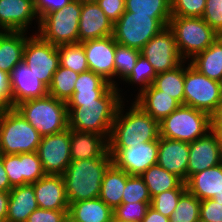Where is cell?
<instances>
[{
	"instance_id": "b9f144b4",
	"label": "cell",
	"mask_w": 222,
	"mask_h": 222,
	"mask_svg": "<svg viewBox=\"0 0 222 222\" xmlns=\"http://www.w3.org/2000/svg\"><path fill=\"white\" fill-rule=\"evenodd\" d=\"M22 168L25 184H33L46 175L37 152L22 153Z\"/></svg>"
},
{
	"instance_id": "f907efd6",
	"label": "cell",
	"mask_w": 222,
	"mask_h": 222,
	"mask_svg": "<svg viewBox=\"0 0 222 222\" xmlns=\"http://www.w3.org/2000/svg\"><path fill=\"white\" fill-rule=\"evenodd\" d=\"M72 0H33L35 10L41 19L47 13L60 10Z\"/></svg>"
},
{
	"instance_id": "7dc6e473",
	"label": "cell",
	"mask_w": 222,
	"mask_h": 222,
	"mask_svg": "<svg viewBox=\"0 0 222 222\" xmlns=\"http://www.w3.org/2000/svg\"><path fill=\"white\" fill-rule=\"evenodd\" d=\"M200 222H222V203L213 199L201 201Z\"/></svg>"
},
{
	"instance_id": "ac0fdd59",
	"label": "cell",
	"mask_w": 222,
	"mask_h": 222,
	"mask_svg": "<svg viewBox=\"0 0 222 222\" xmlns=\"http://www.w3.org/2000/svg\"><path fill=\"white\" fill-rule=\"evenodd\" d=\"M12 107L22 101L41 98L48 94V87L36 77L24 61L10 73Z\"/></svg>"
},
{
	"instance_id": "8992f818",
	"label": "cell",
	"mask_w": 222,
	"mask_h": 222,
	"mask_svg": "<svg viewBox=\"0 0 222 222\" xmlns=\"http://www.w3.org/2000/svg\"><path fill=\"white\" fill-rule=\"evenodd\" d=\"M160 137L191 143L211 131V115L180 105L159 122Z\"/></svg>"
},
{
	"instance_id": "e0dca14e",
	"label": "cell",
	"mask_w": 222,
	"mask_h": 222,
	"mask_svg": "<svg viewBox=\"0 0 222 222\" xmlns=\"http://www.w3.org/2000/svg\"><path fill=\"white\" fill-rule=\"evenodd\" d=\"M35 18L39 25L40 18L33 0H0L1 31L25 32Z\"/></svg>"
},
{
	"instance_id": "9c48e42d",
	"label": "cell",
	"mask_w": 222,
	"mask_h": 222,
	"mask_svg": "<svg viewBox=\"0 0 222 222\" xmlns=\"http://www.w3.org/2000/svg\"><path fill=\"white\" fill-rule=\"evenodd\" d=\"M169 21L125 11L113 26V37L118 44L141 50Z\"/></svg>"
},
{
	"instance_id": "3957f363",
	"label": "cell",
	"mask_w": 222,
	"mask_h": 222,
	"mask_svg": "<svg viewBox=\"0 0 222 222\" xmlns=\"http://www.w3.org/2000/svg\"><path fill=\"white\" fill-rule=\"evenodd\" d=\"M111 164L112 158L71 161L62 175L69 205L99 198L105 172Z\"/></svg>"
},
{
	"instance_id": "e575fe53",
	"label": "cell",
	"mask_w": 222,
	"mask_h": 222,
	"mask_svg": "<svg viewBox=\"0 0 222 222\" xmlns=\"http://www.w3.org/2000/svg\"><path fill=\"white\" fill-rule=\"evenodd\" d=\"M200 203L201 200L186 190L180 196L169 222H200Z\"/></svg>"
},
{
	"instance_id": "f1b7e54d",
	"label": "cell",
	"mask_w": 222,
	"mask_h": 222,
	"mask_svg": "<svg viewBox=\"0 0 222 222\" xmlns=\"http://www.w3.org/2000/svg\"><path fill=\"white\" fill-rule=\"evenodd\" d=\"M129 175L113 163L105 172L99 198L112 210L121 204L123 191Z\"/></svg>"
},
{
	"instance_id": "2e32d148",
	"label": "cell",
	"mask_w": 222,
	"mask_h": 222,
	"mask_svg": "<svg viewBox=\"0 0 222 222\" xmlns=\"http://www.w3.org/2000/svg\"><path fill=\"white\" fill-rule=\"evenodd\" d=\"M219 143L215 131H209L189 143L187 179L193 174L220 164Z\"/></svg>"
},
{
	"instance_id": "ee69618b",
	"label": "cell",
	"mask_w": 222,
	"mask_h": 222,
	"mask_svg": "<svg viewBox=\"0 0 222 222\" xmlns=\"http://www.w3.org/2000/svg\"><path fill=\"white\" fill-rule=\"evenodd\" d=\"M112 85L93 71L79 73L74 91L108 90Z\"/></svg>"
},
{
	"instance_id": "681fc988",
	"label": "cell",
	"mask_w": 222,
	"mask_h": 222,
	"mask_svg": "<svg viewBox=\"0 0 222 222\" xmlns=\"http://www.w3.org/2000/svg\"><path fill=\"white\" fill-rule=\"evenodd\" d=\"M0 107L2 109L12 108L10 74L2 70H0Z\"/></svg>"
},
{
	"instance_id": "f5cc1de1",
	"label": "cell",
	"mask_w": 222,
	"mask_h": 222,
	"mask_svg": "<svg viewBox=\"0 0 222 222\" xmlns=\"http://www.w3.org/2000/svg\"><path fill=\"white\" fill-rule=\"evenodd\" d=\"M211 130L222 132V100L216 110L211 114Z\"/></svg>"
},
{
	"instance_id": "5bb4252c",
	"label": "cell",
	"mask_w": 222,
	"mask_h": 222,
	"mask_svg": "<svg viewBox=\"0 0 222 222\" xmlns=\"http://www.w3.org/2000/svg\"><path fill=\"white\" fill-rule=\"evenodd\" d=\"M112 163L128 175L143 174L157 164L158 141L141 142L126 148H108Z\"/></svg>"
},
{
	"instance_id": "ffe728a7",
	"label": "cell",
	"mask_w": 222,
	"mask_h": 222,
	"mask_svg": "<svg viewBox=\"0 0 222 222\" xmlns=\"http://www.w3.org/2000/svg\"><path fill=\"white\" fill-rule=\"evenodd\" d=\"M188 159L189 143L159 137L157 164L184 182L187 180Z\"/></svg>"
},
{
	"instance_id": "8fae6325",
	"label": "cell",
	"mask_w": 222,
	"mask_h": 222,
	"mask_svg": "<svg viewBox=\"0 0 222 222\" xmlns=\"http://www.w3.org/2000/svg\"><path fill=\"white\" fill-rule=\"evenodd\" d=\"M23 61L47 87L60 66L57 46L43 40L38 34L27 37Z\"/></svg>"
},
{
	"instance_id": "44dd1931",
	"label": "cell",
	"mask_w": 222,
	"mask_h": 222,
	"mask_svg": "<svg viewBox=\"0 0 222 222\" xmlns=\"http://www.w3.org/2000/svg\"><path fill=\"white\" fill-rule=\"evenodd\" d=\"M32 185L39 208L68 210L69 203L62 175H45Z\"/></svg>"
},
{
	"instance_id": "d4e9b609",
	"label": "cell",
	"mask_w": 222,
	"mask_h": 222,
	"mask_svg": "<svg viewBox=\"0 0 222 222\" xmlns=\"http://www.w3.org/2000/svg\"><path fill=\"white\" fill-rule=\"evenodd\" d=\"M37 208L32 184L13 187L9 191V204L5 222H27L30 214Z\"/></svg>"
},
{
	"instance_id": "d6a6232c",
	"label": "cell",
	"mask_w": 222,
	"mask_h": 222,
	"mask_svg": "<svg viewBox=\"0 0 222 222\" xmlns=\"http://www.w3.org/2000/svg\"><path fill=\"white\" fill-rule=\"evenodd\" d=\"M79 73L59 66L53 74L51 84L48 87V94L63 102H68L74 92L75 82Z\"/></svg>"
},
{
	"instance_id": "d6986e66",
	"label": "cell",
	"mask_w": 222,
	"mask_h": 222,
	"mask_svg": "<svg viewBox=\"0 0 222 222\" xmlns=\"http://www.w3.org/2000/svg\"><path fill=\"white\" fill-rule=\"evenodd\" d=\"M113 26L96 2L81 4L79 43L111 36Z\"/></svg>"
},
{
	"instance_id": "680465c9",
	"label": "cell",
	"mask_w": 222,
	"mask_h": 222,
	"mask_svg": "<svg viewBox=\"0 0 222 222\" xmlns=\"http://www.w3.org/2000/svg\"><path fill=\"white\" fill-rule=\"evenodd\" d=\"M76 1L80 2L81 4H83V3L97 2L98 0H76Z\"/></svg>"
},
{
	"instance_id": "484cf974",
	"label": "cell",
	"mask_w": 222,
	"mask_h": 222,
	"mask_svg": "<svg viewBox=\"0 0 222 222\" xmlns=\"http://www.w3.org/2000/svg\"><path fill=\"white\" fill-rule=\"evenodd\" d=\"M23 31L0 30V70L8 74L23 61L27 36Z\"/></svg>"
},
{
	"instance_id": "91938a15",
	"label": "cell",
	"mask_w": 222,
	"mask_h": 222,
	"mask_svg": "<svg viewBox=\"0 0 222 222\" xmlns=\"http://www.w3.org/2000/svg\"><path fill=\"white\" fill-rule=\"evenodd\" d=\"M110 222H123V221L117 220L116 218L112 217Z\"/></svg>"
},
{
	"instance_id": "ba28073f",
	"label": "cell",
	"mask_w": 222,
	"mask_h": 222,
	"mask_svg": "<svg viewBox=\"0 0 222 222\" xmlns=\"http://www.w3.org/2000/svg\"><path fill=\"white\" fill-rule=\"evenodd\" d=\"M80 13L81 3L72 0L62 9L43 16L37 33L43 40L55 46L79 43Z\"/></svg>"
},
{
	"instance_id": "11a10c76",
	"label": "cell",
	"mask_w": 222,
	"mask_h": 222,
	"mask_svg": "<svg viewBox=\"0 0 222 222\" xmlns=\"http://www.w3.org/2000/svg\"><path fill=\"white\" fill-rule=\"evenodd\" d=\"M11 189L10 181L3 166L2 154H0V191L9 192Z\"/></svg>"
},
{
	"instance_id": "7402d4cb",
	"label": "cell",
	"mask_w": 222,
	"mask_h": 222,
	"mask_svg": "<svg viewBox=\"0 0 222 222\" xmlns=\"http://www.w3.org/2000/svg\"><path fill=\"white\" fill-rule=\"evenodd\" d=\"M185 185L186 190L201 201L213 199L222 203V164L193 174Z\"/></svg>"
},
{
	"instance_id": "7a4b0ae2",
	"label": "cell",
	"mask_w": 222,
	"mask_h": 222,
	"mask_svg": "<svg viewBox=\"0 0 222 222\" xmlns=\"http://www.w3.org/2000/svg\"><path fill=\"white\" fill-rule=\"evenodd\" d=\"M120 104L112 125L108 148H126L141 142L159 141V122L133 102L124 114Z\"/></svg>"
},
{
	"instance_id": "4fadbf2b",
	"label": "cell",
	"mask_w": 222,
	"mask_h": 222,
	"mask_svg": "<svg viewBox=\"0 0 222 222\" xmlns=\"http://www.w3.org/2000/svg\"><path fill=\"white\" fill-rule=\"evenodd\" d=\"M36 152L46 175H63L71 162L70 128L42 136Z\"/></svg>"
},
{
	"instance_id": "5b68a950",
	"label": "cell",
	"mask_w": 222,
	"mask_h": 222,
	"mask_svg": "<svg viewBox=\"0 0 222 222\" xmlns=\"http://www.w3.org/2000/svg\"><path fill=\"white\" fill-rule=\"evenodd\" d=\"M42 136L14 107L0 111V154L36 152Z\"/></svg>"
},
{
	"instance_id": "816d5d0a",
	"label": "cell",
	"mask_w": 222,
	"mask_h": 222,
	"mask_svg": "<svg viewBox=\"0 0 222 222\" xmlns=\"http://www.w3.org/2000/svg\"><path fill=\"white\" fill-rule=\"evenodd\" d=\"M107 90L74 91L68 102H89L99 99Z\"/></svg>"
},
{
	"instance_id": "83f0119b",
	"label": "cell",
	"mask_w": 222,
	"mask_h": 222,
	"mask_svg": "<svg viewBox=\"0 0 222 222\" xmlns=\"http://www.w3.org/2000/svg\"><path fill=\"white\" fill-rule=\"evenodd\" d=\"M190 64L209 79L222 80V35L203 52L191 59Z\"/></svg>"
},
{
	"instance_id": "ab89813d",
	"label": "cell",
	"mask_w": 222,
	"mask_h": 222,
	"mask_svg": "<svg viewBox=\"0 0 222 222\" xmlns=\"http://www.w3.org/2000/svg\"><path fill=\"white\" fill-rule=\"evenodd\" d=\"M151 203H121L113 210V217L123 222H142Z\"/></svg>"
},
{
	"instance_id": "836d02e7",
	"label": "cell",
	"mask_w": 222,
	"mask_h": 222,
	"mask_svg": "<svg viewBox=\"0 0 222 222\" xmlns=\"http://www.w3.org/2000/svg\"><path fill=\"white\" fill-rule=\"evenodd\" d=\"M60 66L69 68L77 73L89 71L86 53L82 43L61 44L57 46Z\"/></svg>"
},
{
	"instance_id": "9a60e30c",
	"label": "cell",
	"mask_w": 222,
	"mask_h": 222,
	"mask_svg": "<svg viewBox=\"0 0 222 222\" xmlns=\"http://www.w3.org/2000/svg\"><path fill=\"white\" fill-rule=\"evenodd\" d=\"M90 71L116 86L114 55L117 42L113 35L82 42Z\"/></svg>"
},
{
	"instance_id": "f35d334b",
	"label": "cell",
	"mask_w": 222,
	"mask_h": 222,
	"mask_svg": "<svg viewBox=\"0 0 222 222\" xmlns=\"http://www.w3.org/2000/svg\"><path fill=\"white\" fill-rule=\"evenodd\" d=\"M186 191L185 182H183L177 189L162 192L154 196L151 200V207L162 215L171 217L173 211L178 205L180 196Z\"/></svg>"
},
{
	"instance_id": "30bf717a",
	"label": "cell",
	"mask_w": 222,
	"mask_h": 222,
	"mask_svg": "<svg viewBox=\"0 0 222 222\" xmlns=\"http://www.w3.org/2000/svg\"><path fill=\"white\" fill-rule=\"evenodd\" d=\"M221 100V82L209 79L189 63L184 73V105L211 115Z\"/></svg>"
},
{
	"instance_id": "c3c4849f",
	"label": "cell",
	"mask_w": 222,
	"mask_h": 222,
	"mask_svg": "<svg viewBox=\"0 0 222 222\" xmlns=\"http://www.w3.org/2000/svg\"><path fill=\"white\" fill-rule=\"evenodd\" d=\"M96 3L113 24L125 12V0H98Z\"/></svg>"
},
{
	"instance_id": "6da1fadb",
	"label": "cell",
	"mask_w": 222,
	"mask_h": 222,
	"mask_svg": "<svg viewBox=\"0 0 222 222\" xmlns=\"http://www.w3.org/2000/svg\"><path fill=\"white\" fill-rule=\"evenodd\" d=\"M117 86H111L99 99L89 102H67L68 128L91 132L109 140L112 125L123 101Z\"/></svg>"
},
{
	"instance_id": "7bdbcfd3",
	"label": "cell",
	"mask_w": 222,
	"mask_h": 222,
	"mask_svg": "<svg viewBox=\"0 0 222 222\" xmlns=\"http://www.w3.org/2000/svg\"><path fill=\"white\" fill-rule=\"evenodd\" d=\"M2 160L11 187L25 185V179L22 175V153L2 154Z\"/></svg>"
},
{
	"instance_id": "1f68e13d",
	"label": "cell",
	"mask_w": 222,
	"mask_h": 222,
	"mask_svg": "<svg viewBox=\"0 0 222 222\" xmlns=\"http://www.w3.org/2000/svg\"><path fill=\"white\" fill-rule=\"evenodd\" d=\"M125 11L154 19H171V0H125Z\"/></svg>"
},
{
	"instance_id": "cb8c5ba5",
	"label": "cell",
	"mask_w": 222,
	"mask_h": 222,
	"mask_svg": "<svg viewBox=\"0 0 222 222\" xmlns=\"http://www.w3.org/2000/svg\"><path fill=\"white\" fill-rule=\"evenodd\" d=\"M135 99L134 102L158 122L180 106L172 96L156 89L153 85L139 92Z\"/></svg>"
},
{
	"instance_id": "db71d44e",
	"label": "cell",
	"mask_w": 222,
	"mask_h": 222,
	"mask_svg": "<svg viewBox=\"0 0 222 222\" xmlns=\"http://www.w3.org/2000/svg\"><path fill=\"white\" fill-rule=\"evenodd\" d=\"M142 222H169V217L162 215L160 212L156 211L150 206L147 209L146 215L144 216Z\"/></svg>"
},
{
	"instance_id": "7c38bea8",
	"label": "cell",
	"mask_w": 222,
	"mask_h": 222,
	"mask_svg": "<svg viewBox=\"0 0 222 222\" xmlns=\"http://www.w3.org/2000/svg\"><path fill=\"white\" fill-rule=\"evenodd\" d=\"M140 54L149 61L156 73L171 71L185 63L168 26L151 38L140 50Z\"/></svg>"
},
{
	"instance_id": "d590c367",
	"label": "cell",
	"mask_w": 222,
	"mask_h": 222,
	"mask_svg": "<svg viewBox=\"0 0 222 222\" xmlns=\"http://www.w3.org/2000/svg\"><path fill=\"white\" fill-rule=\"evenodd\" d=\"M139 55L140 50L117 43L114 55L115 76L124 81L131 74Z\"/></svg>"
},
{
	"instance_id": "52a82bcc",
	"label": "cell",
	"mask_w": 222,
	"mask_h": 222,
	"mask_svg": "<svg viewBox=\"0 0 222 222\" xmlns=\"http://www.w3.org/2000/svg\"><path fill=\"white\" fill-rule=\"evenodd\" d=\"M168 27L174 34L177 49L184 61L203 52L219 36L202 17L171 16Z\"/></svg>"
},
{
	"instance_id": "9f6ffc18",
	"label": "cell",
	"mask_w": 222,
	"mask_h": 222,
	"mask_svg": "<svg viewBox=\"0 0 222 222\" xmlns=\"http://www.w3.org/2000/svg\"><path fill=\"white\" fill-rule=\"evenodd\" d=\"M8 204L9 192L0 191V222L6 221Z\"/></svg>"
},
{
	"instance_id": "f546056e",
	"label": "cell",
	"mask_w": 222,
	"mask_h": 222,
	"mask_svg": "<svg viewBox=\"0 0 222 222\" xmlns=\"http://www.w3.org/2000/svg\"><path fill=\"white\" fill-rule=\"evenodd\" d=\"M146 184L151 198L162 192L177 189L184 181L158 164L150 166L140 175Z\"/></svg>"
},
{
	"instance_id": "4316f807",
	"label": "cell",
	"mask_w": 222,
	"mask_h": 222,
	"mask_svg": "<svg viewBox=\"0 0 222 222\" xmlns=\"http://www.w3.org/2000/svg\"><path fill=\"white\" fill-rule=\"evenodd\" d=\"M113 210L100 198L71 203L68 218L74 222H110Z\"/></svg>"
},
{
	"instance_id": "4dcf8cb0",
	"label": "cell",
	"mask_w": 222,
	"mask_h": 222,
	"mask_svg": "<svg viewBox=\"0 0 222 222\" xmlns=\"http://www.w3.org/2000/svg\"><path fill=\"white\" fill-rule=\"evenodd\" d=\"M185 64H180L175 69L157 73L153 86L172 96L180 105L184 104V73Z\"/></svg>"
},
{
	"instance_id": "8d00e7d4",
	"label": "cell",
	"mask_w": 222,
	"mask_h": 222,
	"mask_svg": "<svg viewBox=\"0 0 222 222\" xmlns=\"http://www.w3.org/2000/svg\"><path fill=\"white\" fill-rule=\"evenodd\" d=\"M156 75L153 66L140 54L131 74L124 81L129 84H140L142 87L139 91L142 92L153 84Z\"/></svg>"
},
{
	"instance_id": "bcb514c9",
	"label": "cell",
	"mask_w": 222,
	"mask_h": 222,
	"mask_svg": "<svg viewBox=\"0 0 222 222\" xmlns=\"http://www.w3.org/2000/svg\"><path fill=\"white\" fill-rule=\"evenodd\" d=\"M68 210H50L37 208L27 219V222H65Z\"/></svg>"
},
{
	"instance_id": "277c9868",
	"label": "cell",
	"mask_w": 222,
	"mask_h": 222,
	"mask_svg": "<svg viewBox=\"0 0 222 222\" xmlns=\"http://www.w3.org/2000/svg\"><path fill=\"white\" fill-rule=\"evenodd\" d=\"M41 136L56 134L68 128L66 102L47 94L20 102L14 107Z\"/></svg>"
},
{
	"instance_id": "f6af8a7d",
	"label": "cell",
	"mask_w": 222,
	"mask_h": 222,
	"mask_svg": "<svg viewBox=\"0 0 222 222\" xmlns=\"http://www.w3.org/2000/svg\"><path fill=\"white\" fill-rule=\"evenodd\" d=\"M202 19L222 35V0H206Z\"/></svg>"
},
{
	"instance_id": "74e56055",
	"label": "cell",
	"mask_w": 222,
	"mask_h": 222,
	"mask_svg": "<svg viewBox=\"0 0 222 222\" xmlns=\"http://www.w3.org/2000/svg\"><path fill=\"white\" fill-rule=\"evenodd\" d=\"M151 195L141 176L129 175L123 191L121 203H151Z\"/></svg>"
},
{
	"instance_id": "6f0895ef",
	"label": "cell",
	"mask_w": 222,
	"mask_h": 222,
	"mask_svg": "<svg viewBox=\"0 0 222 222\" xmlns=\"http://www.w3.org/2000/svg\"><path fill=\"white\" fill-rule=\"evenodd\" d=\"M216 134H217V139L219 143L220 162L222 164V133L216 132Z\"/></svg>"
},
{
	"instance_id": "603a6c76",
	"label": "cell",
	"mask_w": 222,
	"mask_h": 222,
	"mask_svg": "<svg viewBox=\"0 0 222 222\" xmlns=\"http://www.w3.org/2000/svg\"><path fill=\"white\" fill-rule=\"evenodd\" d=\"M71 161L112 158L108 151V140L91 132L74 131L70 129Z\"/></svg>"
},
{
	"instance_id": "60d3db41",
	"label": "cell",
	"mask_w": 222,
	"mask_h": 222,
	"mask_svg": "<svg viewBox=\"0 0 222 222\" xmlns=\"http://www.w3.org/2000/svg\"><path fill=\"white\" fill-rule=\"evenodd\" d=\"M206 0H171V16L202 17Z\"/></svg>"
}]
</instances>
